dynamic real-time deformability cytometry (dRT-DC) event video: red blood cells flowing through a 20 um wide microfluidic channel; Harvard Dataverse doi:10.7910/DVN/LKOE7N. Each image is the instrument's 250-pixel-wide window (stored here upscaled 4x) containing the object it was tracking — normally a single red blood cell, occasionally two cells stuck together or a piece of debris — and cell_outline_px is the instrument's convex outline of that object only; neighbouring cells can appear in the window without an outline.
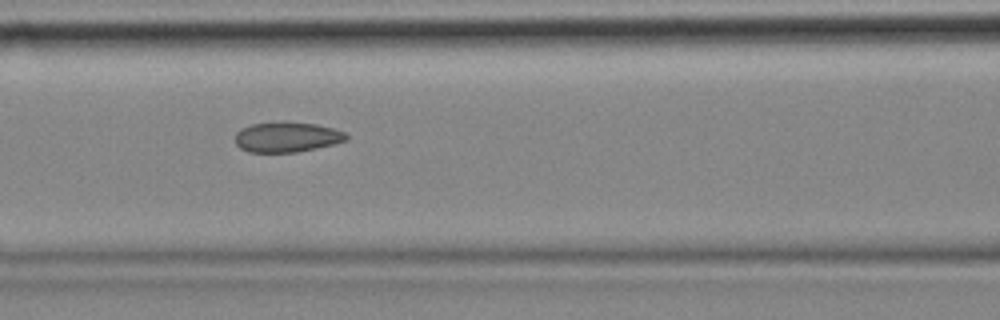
{"species": "common noctule bat (a hibernating species)", "species_latin": "Nyctalus noctula", "temperature_condition": "cold", "stored_images_in_passage": 8, "camera_frame_rate_fps": 3000, "um_per_image_px": 0.085, "animal": {"sex": "female", "body_mass_g": 18.4}, "frame": {"image": 1, "passage_image": 7, "time_ms": 2.0, "image_size_px": [1000, 320], "cell_outline_px": [[348, 140], [316, 148], [296, 152], [248, 152], [240, 148], [236, 144], [236, 132], [240, 128], [252, 124], [316, 124], [332, 128], [344, 132], [348, 136]], "centroid_in_image_um": [24.37, 11.69], "position_along_channel_um": 142.2, "area_um2": 18.84}}